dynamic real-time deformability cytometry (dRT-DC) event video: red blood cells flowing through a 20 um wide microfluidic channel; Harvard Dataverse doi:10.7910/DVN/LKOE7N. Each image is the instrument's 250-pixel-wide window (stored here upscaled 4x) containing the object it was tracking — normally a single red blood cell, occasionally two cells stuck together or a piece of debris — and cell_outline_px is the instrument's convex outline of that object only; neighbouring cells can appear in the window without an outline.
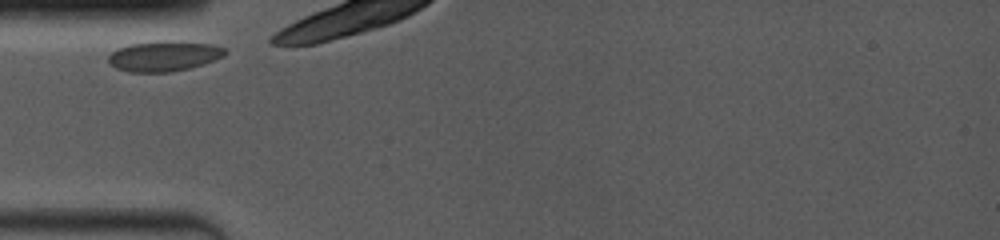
{"species": "common noctule bat (a hibernating species)", "species_latin": "Nyctalus noctula", "temperature_condition": "room temperature", "stored_images_in_passage": 5, "camera_frame_rate_fps": 4000, "um_per_image_px": 0.085, "animal": {"sex": "female", "body_mass_g": 19.0, "forearm_length_mm": 53.3}, "frame": {"image": 1, "passage_image": 1, "time_ms": 0.0, "image_size_px": [1000, 240], "cell_outline_px": [[228, 52], [224, 56], [204, 64], [172, 72], [128, 72], [116, 68], [108, 60], [108, 56], [112, 52], [128, 44], [164, 40], [172, 40], [212, 44], [224, 48]], "centroid_in_image_um": [13.96, 4.76], "position_along_channel_um": 71.0, "area_um2": 20.69}}